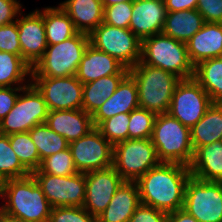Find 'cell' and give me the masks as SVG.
Returning a JSON list of instances; mask_svg holds the SVG:
<instances>
[{"mask_svg": "<svg viewBox=\"0 0 222 222\" xmlns=\"http://www.w3.org/2000/svg\"><path fill=\"white\" fill-rule=\"evenodd\" d=\"M191 176L187 165L161 162L136 181L141 203L167 213L183 209Z\"/></svg>", "mask_w": 222, "mask_h": 222, "instance_id": "1", "label": "cell"}, {"mask_svg": "<svg viewBox=\"0 0 222 222\" xmlns=\"http://www.w3.org/2000/svg\"><path fill=\"white\" fill-rule=\"evenodd\" d=\"M1 210L23 222H49L51 205L32 174L3 181Z\"/></svg>", "mask_w": 222, "mask_h": 222, "instance_id": "2", "label": "cell"}, {"mask_svg": "<svg viewBox=\"0 0 222 222\" xmlns=\"http://www.w3.org/2000/svg\"><path fill=\"white\" fill-rule=\"evenodd\" d=\"M129 74L136 81L139 108L156 115L169 112L174 90L181 81L179 77L141 61L129 69Z\"/></svg>", "mask_w": 222, "mask_h": 222, "instance_id": "3", "label": "cell"}, {"mask_svg": "<svg viewBox=\"0 0 222 222\" xmlns=\"http://www.w3.org/2000/svg\"><path fill=\"white\" fill-rule=\"evenodd\" d=\"M151 141L161 162L191 165L194 150L190 129L169 113L156 115Z\"/></svg>", "mask_w": 222, "mask_h": 222, "instance_id": "4", "label": "cell"}, {"mask_svg": "<svg viewBox=\"0 0 222 222\" xmlns=\"http://www.w3.org/2000/svg\"><path fill=\"white\" fill-rule=\"evenodd\" d=\"M140 61L170 72L181 80L194 77L195 67L190 61L186 43L164 33L142 40Z\"/></svg>", "mask_w": 222, "mask_h": 222, "instance_id": "5", "label": "cell"}, {"mask_svg": "<svg viewBox=\"0 0 222 222\" xmlns=\"http://www.w3.org/2000/svg\"><path fill=\"white\" fill-rule=\"evenodd\" d=\"M89 44V34L83 32H77L58 44H48L42 58L32 68L31 76H75Z\"/></svg>", "mask_w": 222, "mask_h": 222, "instance_id": "6", "label": "cell"}, {"mask_svg": "<svg viewBox=\"0 0 222 222\" xmlns=\"http://www.w3.org/2000/svg\"><path fill=\"white\" fill-rule=\"evenodd\" d=\"M160 163L151 138L127 139L113 146V167L124 181L136 182Z\"/></svg>", "mask_w": 222, "mask_h": 222, "instance_id": "7", "label": "cell"}, {"mask_svg": "<svg viewBox=\"0 0 222 222\" xmlns=\"http://www.w3.org/2000/svg\"><path fill=\"white\" fill-rule=\"evenodd\" d=\"M90 44L116 58L126 68L141 60L142 41L130 30L102 22L89 34Z\"/></svg>", "mask_w": 222, "mask_h": 222, "instance_id": "8", "label": "cell"}, {"mask_svg": "<svg viewBox=\"0 0 222 222\" xmlns=\"http://www.w3.org/2000/svg\"><path fill=\"white\" fill-rule=\"evenodd\" d=\"M48 114L44 97L30 83L21 90L12 110L0 121V134L30 131L34 126L45 123Z\"/></svg>", "mask_w": 222, "mask_h": 222, "instance_id": "9", "label": "cell"}, {"mask_svg": "<svg viewBox=\"0 0 222 222\" xmlns=\"http://www.w3.org/2000/svg\"><path fill=\"white\" fill-rule=\"evenodd\" d=\"M183 209L198 222H222V182L190 177Z\"/></svg>", "mask_w": 222, "mask_h": 222, "instance_id": "10", "label": "cell"}, {"mask_svg": "<svg viewBox=\"0 0 222 222\" xmlns=\"http://www.w3.org/2000/svg\"><path fill=\"white\" fill-rule=\"evenodd\" d=\"M211 104L207 92L194 78H190L177 84L168 113L191 129Z\"/></svg>", "mask_w": 222, "mask_h": 222, "instance_id": "11", "label": "cell"}, {"mask_svg": "<svg viewBox=\"0 0 222 222\" xmlns=\"http://www.w3.org/2000/svg\"><path fill=\"white\" fill-rule=\"evenodd\" d=\"M69 149L80 173L113 166V145L96 127L80 139L70 142Z\"/></svg>", "mask_w": 222, "mask_h": 222, "instance_id": "12", "label": "cell"}, {"mask_svg": "<svg viewBox=\"0 0 222 222\" xmlns=\"http://www.w3.org/2000/svg\"><path fill=\"white\" fill-rule=\"evenodd\" d=\"M41 187L51 207H82L85 201V173L72 176H57L46 173H31Z\"/></svg>", "mask_w": 222, "mask_h": 222, "instance_id": "13", "label": "cell"}, {"mask_svg": "<svg viewBox=\"0 0 222 222\" xmlns=\"http://www.w3.org/2000/svg\"><path fill=\"white\" fill-rule=\"evenodd\" d=\"M31 83L44 97L49 111L82 109L83 84L76 76H31Z\"/></svg>", "mask_w": 222, "mask_h": 222, "instance_id": "14", "label": "cell"}, {"mask_svg": "<svg viewBox=\"0 0 222 222\" xmlns=\"http://www.w3.org/2000/svg\"><path fill=\"white\" fill-rule=\"evenodd\" d=\"M85 201L83 208L91 215H100L124 182L113 166L85 173Z\"/></svg>", "mask_w": 222, "mask_h": 222, "instance_id": "15", "label": "cell"}, {"mask_svg": "<svg viewBox=\"0 0 222 222\" xmlns=\"http://www.w3.org/2000/svg\"><path fill=\"white\" fill-rule=\"evenodd\" d=\"M17 29L22 58L33 68L48 46L44 27V8L35 9L26 15L22 11L17 18Z\"/></svg>", "mask_w": 222, "mask_h": 222, "instance_id": "16", "label": "cell"}, {"mask_svg": "<svg viewBox=\"0 0 222 222\" xmlns=\"http://www.w3.org/2000/svg\"><path fill=\"white\" fill-rule=\"evenodd\" d=\"M166 15L164 0H133L129 29L142 41L162 33Z\"/></svg>", "mask_w": 222, "mask_h": 222, "instance_id": "17", "label": "cell"}, {"mask_svg": "<svg viewBox=\"0 0 222 222\" xmlns=\"http://www.w3.org/2000/svg\"><path fill=\"white\" fill-rule=\"evenodd\" d=\"M113 74H129V69L116 58L89 44L78 66L76 78L86 84Z\"/></svg>", "mask_w": 222, "mask_h": 222, "instance_id": "18", "label": "cell"}, {"mask_svg": "<svg viewBox=\"0 0 222 222\" xmlns=\"http://www.w3.org/2000/svg\"><path fill=\"white\" fill-rule=\"evenodd\" d=\"M137 108H139V97L136 81L128 74L113 95L91 115L94 127L107 118L121 113H130Z\"/></svg>", "mask_w": 222, "mask_h": 222, "instance_id": "19", "label": "cell"}, {"mask_svg": "<svg viewBox=\"0 0 222 222\" xmlns=\"http://www.w3.org/2000/svg\"><path fill=\"white\" fill-rule=\"evenodd\" d=\"M45 123L69 143L95 128L92 116L83 109L49 111Z\"/></svg>", "mask_w": 222, "mask_h": 222, "instance_id": "20", "label": "cell"}, {"mask_svg": "<svg viewBox=\"0 0 222 222\" xmlns=\"http://www.w3.org/2000/svg\"><path fill=\"white\" fill-rule=\"evenodd\" d=\"M186 46L194 67L204 60L222 57V23L205 22Z\"/></svg>", "mask_w": 222, "mask_h": 222, "instance_id": "21", "label": "cell"}, {"mask_svg": "<svg viewBox=\"0 0 222 222\" xmlns=\"http://www.w3.org/2000/svg\"><path fill=\"white\" fill-rule=\"evenodd\" d=\"M141 204L139 189L134 181H124L107 208L97 216V222H129L137 207Z\"/></svg>", "mask_w": 222, "mask_h": 222, "instance_id": "22", "label": "cell"}, {"mask_svg": "<svg viewBox=\"0 0 222 222\" xmlns=\"http://www.w3.org/2000/svg\"><path fill=\"white\" fill-rule=\"evenodd\" d=\"M78 32L90 34L103 22L102 0H65L58 4Z\"/></svg>", "mask_w": 222, "mask_h": 222, "instance_id": "23", "label": "cell"}, {"mask_svg": "<svg viewBox=\"0 0 222 222\" xmlns=\"http://www.w3.org/2000/svg\"><path fill=\"white\" fill-rule=\"evenodd\" d=\"M189 168L192 177L222 182V140L199 147Z\"/></svg>", "mask_w": 222, "mask_h": 222, "instance_id": "24", "label": "cell"}, {"mask_svg": "<svg viewBox=\"0 0 222 222\" xmlns=\"http://www.w3.org/2000/svg\"><path fill=\"white\" fill-rule=\"evenodd\" d=\"M190 134L194 152L199 147L222 140V103H212L190 129Z\"/></svg>", "mask_w": 222, "mask_h": 222, "instance_id": "25", "label": "cell"}, {"mask_svg": "<svg viewBox=\"0 0 222 222\" xmlns=\"http://www.w3.org/2000/svg\"><path fill=\"white\" fill-rule=\"evenodd\" d=\"M204 24V17L196 9L167 12L162 33L186 43Z\"/></svg>", "mask_w": 222, "mask_h": 222, "instance_id": "26", "label": "cell"}, {"mask_svg": "<svg viewBox=\"0 0 222 222\" xmlns=\"http://www.w3.org/2000/svg\"><path fill=\"white\" fill-rule=\"evenodd\" d=\"M128 74H113L83 84L82 109L92 115L110 98Z\"/></svg>", "mask_w": 222, "mask_h": 222, "instance_id": "27", "label": "cell"}, {"mask_svg": "<svg viewBox=\"0 0 222 222\" xmlns=\"http://www.w3.org/2000/svg\"><path fill=\"white\" fill-rule=\"evenodd\" d=\"M31 71L21 56L0 51V87H26L31 83Z\"/></svg>", "mask_w": 222, "mask_h": 222, "instance_id": "28", "label": "cell"}, {"mask_svg": "<svg viewBox=\"0 0 222 222\" xmlns=\"http://www.w3.org/2000/svg\"><path fill=\"white\" fill-rule=\"evenodd\" d=\"M207 92L212 103H222V57L200 62L193 77Z\"/></svg>", "mask_w": 222, "mask_h": 222, "instance_id": "29", "label": "cell"}, {"mask_svg": "<svg viewBox=\"0 0 222 222\" xmlns=\"http://www.w3.org/2000/svg\"><path fill=\"white\" fill-rule=\"evenodd\" d=\"M44 27L47 44L52 45L63 42L78 32L60 6L44 8Z\"/></svg>", "mask_w": 222, "mask_h": 222, "instance_id": "30", "label": "cell"}, {"mask_svg": "<svg viewBox=\"0 0 222 222\" xmlns=\"http://www.w3.org/2000/svg\"><path fill=\"white\" fill-rule=\"evenodd\" d=\"M29 133L39 152L40 162L42 159L69 147V142L51 130L46 123L34 126Z\"/></svg>", "mask_w": 222, "mask_h": 222, "instance_id": "31", "label": "cell"}, {"mask_svg": "<svg viewBox=\"0 0 222 222\" xmlns=\"http://www.w3.org/2000/svg\"><path fill=\"white\" fill-rule=\"evenodd\" d=\"M11 147L22 165L30 172L37 170L40 157L29 131L9 135Z\"/></svg>", "mask_w": 222, "mask_h": 222, "instance_id": "32", "label": "cell"}, {"mask_svg": "<svg viewBox=\"0 0 222 222\" xmlns=\"http://www.w3.org/2000/svg\"><path fill=\"white\" fill-rule=\"evenodd\" d=\"M30 174L13 151L9 135L0 134V179L5 181L26 177Z\"/></svg>", "mask_w": 222, "mask_h": 222, "instance_id": "33", "label": "cell"}, {"mask_svg": "<svg viewBox=\"0 0 222 222\" xmlns=\"http://www.w3.org/2000/svg\"><path fill=\"white\" fill-rule=\"evenodd\" d=\"M32 173H46L57 176H72L78 173L69 147L41 160Z\"/></svg>", "mask_w": 222, "mask_h": 222, "instance_id": "34", "label": "cell"}, {"mask_svg": "<svg viewBox=\"0 0 222 222\" xmlns=\"http://www.w3.org/2000/svg\"><path fill=\"white\" fill-rule=\"evenodd\" d=\"M156 118L154 112L137 108L129 113V139H149L152 136Z\"/></svg>", "mask_w": 222, "mask_h": 222, "instance_id": "35", "label": "cell"}, {"mask_svg": "<svg viewBox=\"0 0 222 222\" xmlns=\"http://www.w3.org/2000/svg\"><path fill=\"white\" fill-rule=\"evenodd\" d=\"M129 113L117 114L102 121L96 128L113 146L129 139Z\"/></svg>", "mask_w": 222, "mask_h": 222, "instance_id": "36", "label": "cell"}, {"mask_svg": "<svg viewBox=\"0 0 222 222\" xmlns=\"http://www.w3.org/2000/svg\"><path fill=\"white\" fill-rule=\"evenodd\" d=\"M132 16V1L120 2L104 7L103 22L119 28L129 29Z\"/></svg>", "mask_w": 222, "mask_h": 222, "instance_id": "37", "label": "cell"}, {"mask_svg": "<svg viewBox=\"0 0 222 222\" xmlns=\"http://www.w3.org/2000/svg\"><path fill=\"white\" fill-rule=\"evenodd\" d=\"M49 222H97V217L83 207H53Z\"/></svg>", "mask_w": 222, "mask_h": 222, "instance_id": "38", "label": "cell"}, {"mask_svg": "<svg viewBox=\"0 0 222 222\" xmlns=\"http://www.w3.org/2000/svg\"><path fill=\"white\" fill-rule=\"evenodd\" d=\"M0 51H5L22 57L18 39L17 21L0 26Z\"/></svg>", "mask_w": 222, "mask_h": 222, "instance_id": "39", "label": "cell"}, {"mask_svg": "<svg viewBox=\"0 0 222 222\" xmlns=\"http://www.w3.org/2000/svg\"><path fill=\"white\" fill-rule=\"evenodd\" d=\"M129 222H168V213L141 203Z\"/></svg>", "mask_w": 222, "mask_h": 222, "instance_id": "40", "label": "cell"}, {"mask_svg": "<svg viewBox=\"0 0 222 222\" xmlns=\"http://www.w3.org/2000/svg\"><path fill=\"white\" fill-rule=\"evenodd\" d=\"M196 10L205 22L222 23V0H198Z\"/></svg>", "mask_w": 222, "mask_h": 222, "instance_id": "41", "label": "cell"}, {"mask_svg": "<svg viewBox=\"0 0 222 222\" xmlns=\"http://www.w3.org/2000/svg\"><path fill=\"white\" fill-rule=\"evenodd\" d=\"M23 5L18 0H0V26L17 21Z\"/></svg>", "mask_w": 222, "mask_h": 222, "instance_id": "42", "label": "cell"}, {"mask_svg": "<svg viewBox=\"0 0 222 222\" xmlns=\"http://www.w3.org/2000/svg\"><path fill=\"white\" fill-rule=\"evenodd\" d=\"M24 87H0V121L12 110Z\"/></svg>", "mask_w": 222, "mask_h": 222, "instance_id": "43", "label": "cell"}, {"mask_svg": "<svg viewBox=\"0 0 222 222\" xmlns=\"http://www.w3.org/2000/svg\"><path fill=\"white\" fill-rule=\"evenodd\" d=\"M167 12L196 9L198 0H164Z\"/></svg>", "mask_w": 222, "mask_h": 222, "instance_id": "44", "label": "cell"}, {"mask_svg": "<svg viewBox=\"0 0 222 222\" xmlns=\"http://www.w3.org/2000/svg\"><path fill=\"white\" fill-rule=\"evenodd\" d=\"M168 222H198L193 216L189 215L184 209L168 213Z\"/></svg>", "mask_w": 222, "mask_h": 222, "instance_id": "45", "label": "cell"}, {"mask_svg": "<svg viewBox=\"0 0 222 222\" xmlns=\"http://www.w3.org/2000/svg\"><path fill=\"white\" fill-rule=\"evenodd\" d=\"M0 222H23L21 219L8 215L2 210L0 211Z\"/></svg>", "mask_w": 222, "mask_h": 222, "instance_id": "46", "label": "cell"}, {"mask_svg": "<svg viewBox=\"0 0 222 222\" xmlns=\"http://www.w3.org/2000/svg\"><path fill=\"white\" fill-rule=\"evenodd\" d=\"M133 0H102L103 8L120 2H128Z\"/></svg>", "mask_w": 222, "mask_h": 222, "instance_id": "47", "label": "cell"}, {"mask_svg": "<svg viewBox=\"0 0 222 222\" xmlns=\"http://www.w3.org/2000/svg\"><path fill=\"white\" fill-rule=\"evenodd\" d=\"M2 187H3V180L0 179V198H2Z\"/></svg>", "mask_w": 222, "mask_h": 222, "instance_id": "48", "label": "cell"}]
</instances>
